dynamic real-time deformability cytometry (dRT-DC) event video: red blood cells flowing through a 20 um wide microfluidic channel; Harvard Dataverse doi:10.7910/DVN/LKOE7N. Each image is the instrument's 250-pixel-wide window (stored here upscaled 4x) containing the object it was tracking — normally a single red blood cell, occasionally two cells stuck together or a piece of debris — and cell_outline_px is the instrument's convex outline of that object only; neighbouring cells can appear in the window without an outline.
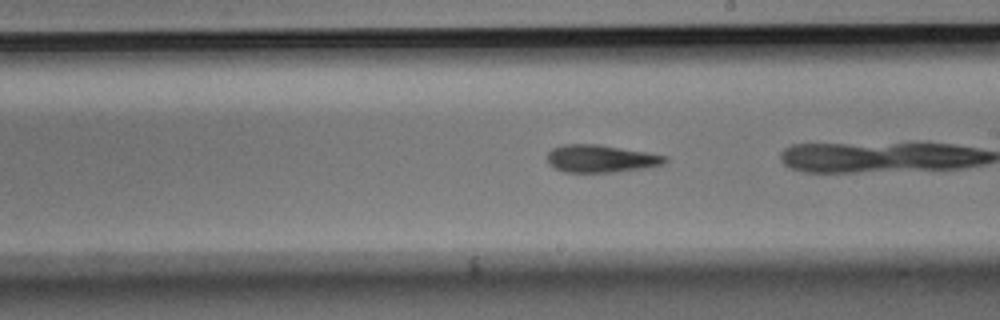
{"species": "Egyptian fruit bat (a non-hibernating species)", "species_latin": "Rousettus aegyptiacus", "temperature_condition": "room temperature", "stored_images_in_passage": 25, "camera_frame_rate_fps": 3000, "um_per_image_px": 0.085, "animal": {"sex": "male"}, "frame": {"image": 1, "passage_image": 24, "time_ms": 7.667, "image_size_px": [1000, 320], "cell_outline_px": [[668, 160], [664, 164], [644, 168], [612, 172], [564, 172], [556, 168], [548, 160], [548, 152], [552, 148], [564, 144], [600, 144], [648, 152], [668, 156]], "centroid_in_image_um": [51.12, 13.47], "position_along_channel_um": 237.9, "area_um2": 18.9}}